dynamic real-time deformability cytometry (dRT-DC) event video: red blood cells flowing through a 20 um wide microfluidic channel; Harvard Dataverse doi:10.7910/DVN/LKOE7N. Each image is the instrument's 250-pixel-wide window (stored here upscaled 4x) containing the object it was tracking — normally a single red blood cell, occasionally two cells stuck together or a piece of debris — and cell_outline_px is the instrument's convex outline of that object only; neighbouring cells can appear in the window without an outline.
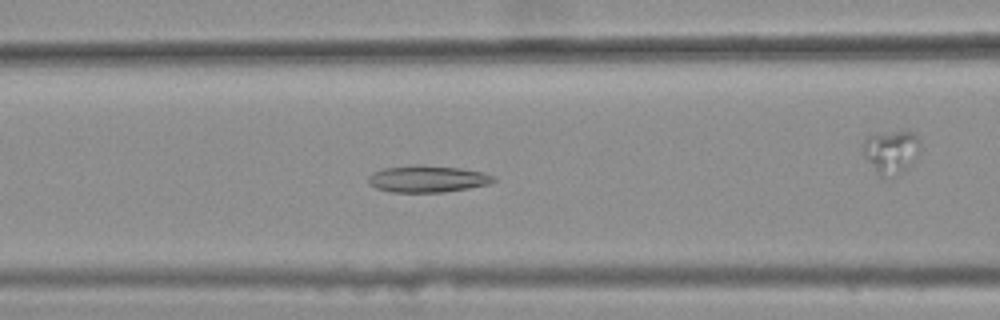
{"species": "common noctule bat (a hibernating species)", "species_latin": "Nyctalus noctula", "temperature_condition": "warm", "stored_images_in_passage": 46, "camera_frame_rate_fps": 3000, "um_per_image_px": 0.085, "animal": {"sex": "female", "body_mass_g": 25.1}, "frame": {"image": 1, "passage_image": 23, "time_ms": 7.333, "image_size_px": [1000, 320], "cell_outline_px": [[496, 180], [488, 184], [468, 188], [444, 192], [392, 192], [376, 188], [368, 184], [368, 176], [372, 172], [384, 168], [416, 164], [460, 168], [484, 172], [496, 176]], "centroid_in_image_um": [36.33, 15.2], "position_along_channel_um": 130.3, "area_um2": 19.71}}
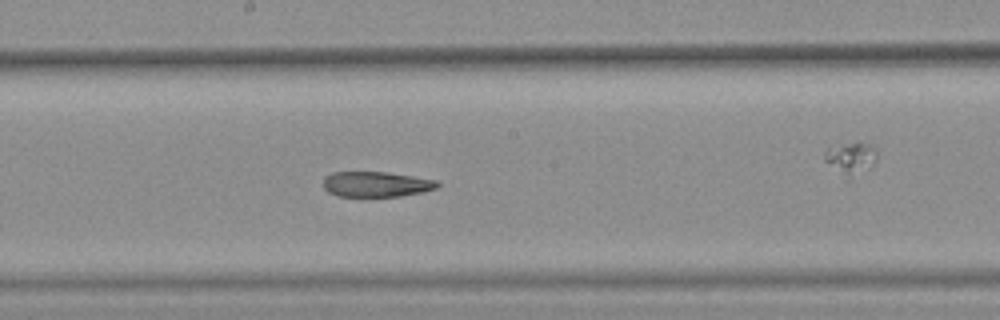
{"frame": {"image": 2, "passage_image": 30, "time_ms": 9.667, "image_size_px": [1000, 320], "cell_outline_px": [[440, 184], [436, 188], [424, 192], [400, 196], [336, 196], [328, 192], [324, 188], [324, 176], [332, 172], [388, 172], [436, 180]], "centroid_in_image_um": [31.97, 15.66], "position_along_channel_um": 216.2, "area_um2": 16.88}}
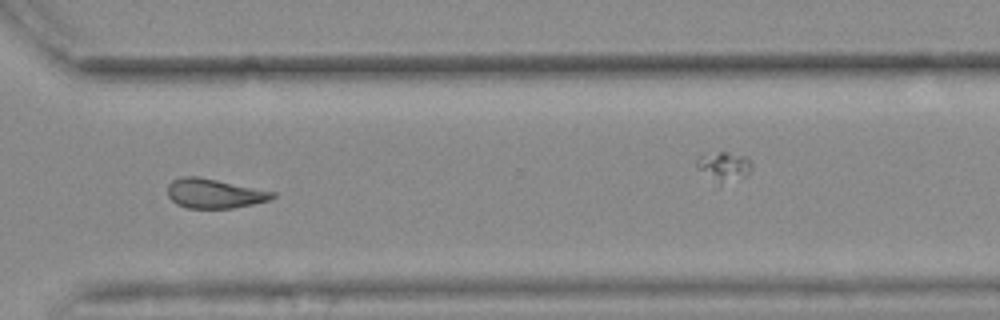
{"frame": {"image": 3, "passage_image": 41, "time_ms": 13.333, "image_size_px": [1000, 320], "cell_outline_px": [[276, 196], [268, 200], [252, 204], [232, 208], [188, 208], [176, 204], [168, 196], [168, 184], [172, 180], [184, 176], [196, 176], [276, 192]], "centroid_in_image_um": [18.19, 16.45], "position_along_channel_um": 352.4, "area_um2": 17.8}, "authors_computed_cell_mechanics": {"area_um2": 19.2474, "velocity_mm_per_s": 3.7027, "shape_relaxation_time_tau1_ms": null, "shape_relaxation_time_tau2_ms": 3.5395, "deformation_change_tau1": null, "deformation_change_tau2": 0.1205}}